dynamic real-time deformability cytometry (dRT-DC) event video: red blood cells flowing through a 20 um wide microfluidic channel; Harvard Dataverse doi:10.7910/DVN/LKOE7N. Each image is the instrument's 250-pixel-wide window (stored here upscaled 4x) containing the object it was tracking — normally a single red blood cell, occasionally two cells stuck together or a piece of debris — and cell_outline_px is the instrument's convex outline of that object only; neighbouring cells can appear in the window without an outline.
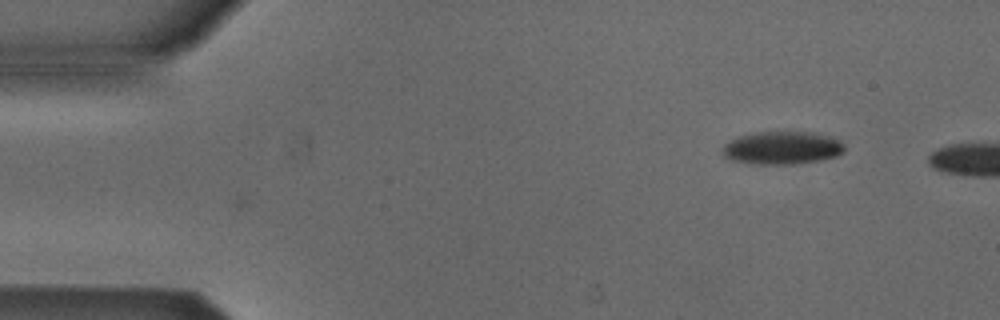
{"species": "Egyptian fruit bat (a non-hibernating species)", "species_latin": "Rousettus aegyptiacus", "temperature_condition": "cold", "stored_images_in_passage": 5, "camera_frame_rate_fps": 3000, "um_per_image_px": 0.085, "animal": {"sex": "male"}, "frame": {"image": 1, "passage_image": 1, "time_ms": 0.0, "image_size_px": [1000, 320], "cell_outline_px": [[844, 152], [836, 156], [820, 160], [792, 164], [752, 164], [732, 160], [724, 156], [724, 144], [740, 136], [756, 132], [812, 132], [832, 136], [840, 140], [844, 144]], "centroid_in_image_um": [66.53, 12.57], "position_along_channel_um": 18.5, "area_um2": 23.35}}
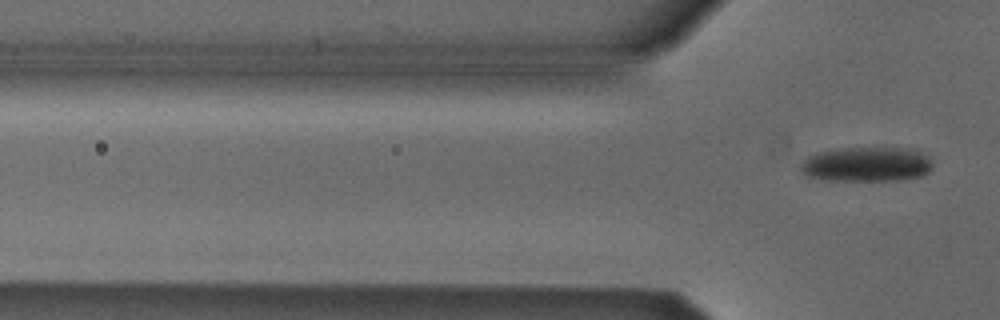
{"frame": {"image": 2, "passage_image": 5, "time_ms": 1.333, "image_size_px": [1000, 320], "cell_outline_px": [[932, 168], [924, 176], [900, 180], [824, 180], [808, 176], [800, 168], [800, 164], [808, 156], [816, 152], [840, 148], [908, 148], [928, 152], [932, 160]], "centroid_in_image_um": [73.74, 13.95], "position_along_channel_um": 52.1, "area_um2": 27.11}}